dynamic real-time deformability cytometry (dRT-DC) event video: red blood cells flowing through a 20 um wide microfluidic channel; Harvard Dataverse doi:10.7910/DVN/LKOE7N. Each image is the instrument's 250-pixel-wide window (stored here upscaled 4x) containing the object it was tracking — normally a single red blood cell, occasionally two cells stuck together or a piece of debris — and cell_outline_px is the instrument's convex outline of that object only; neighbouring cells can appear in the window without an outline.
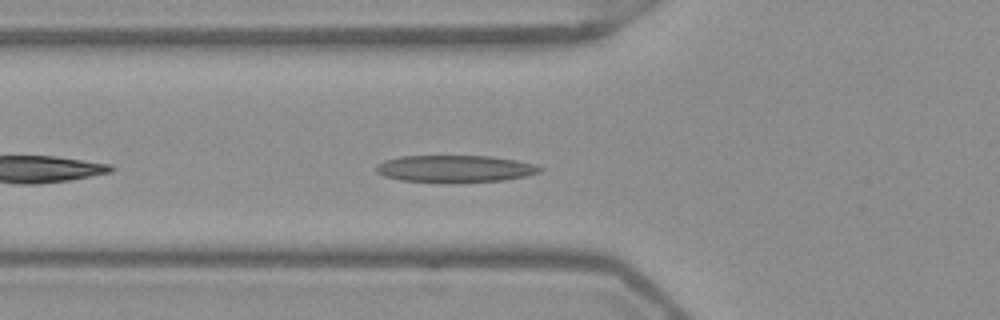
{"species": "Egyptian fruit bat (a non-hibernating species)", "species_latin": "Rousettus aegyptiacus", "temperature_condition": "warm", "stored_images_in_passage": 36, "camera_frame_rate_fps": 3000, "um_per_image_px": 0.085, "frame": {"image": 1, "passage_image": 5, "time_ms": 1.333, "image_size_px": [1000, 320], "cell_outline_px": [[544, 168], [540, 172], [524, 176], [504, 180], [400, 180], [384, 176], [376, 172], [376, 164], [384, 160], [400, 156], [492, 156], [516, 160], [536, 164]], "centroid_in_image_um": [38.68, 14.29], "position_along_channel_um": 87.1, "area_um2": 24.91}}
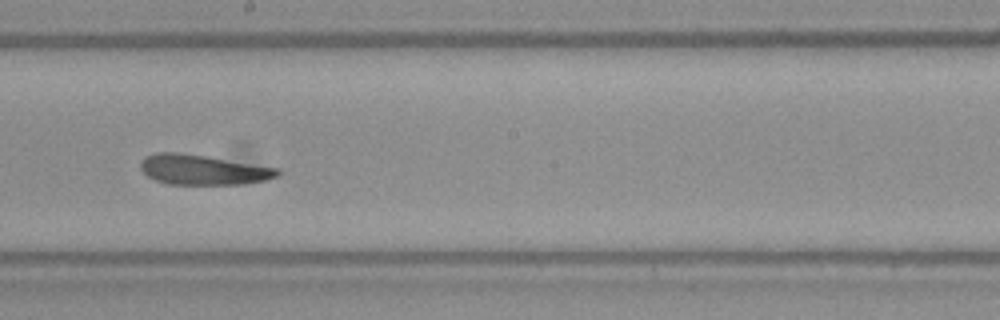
{"frame": {"image": 2, "passage_image": 16, "time_ms": 5.0, "image_size_px": [1000, 320], "cell_outline_px": [[280, 176], [264, 180], [240, 184], [168, 184], [156, 180], [148, 176], [140, 168], [140, 160], [144, 156], [156, 152], [176, 152], [204, 156], [280, 168]], "centroid_in_image_um": [17.23, 14.42], "position_along_channel_um": 231.0, "area_um2": 23.87}}
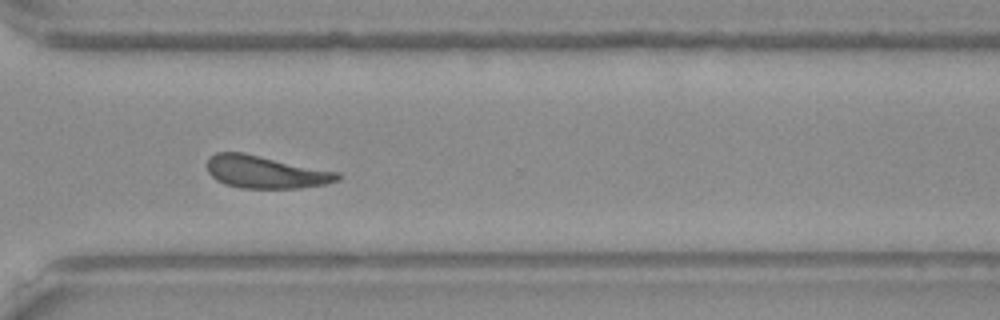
{"frame": {"image": 3, "passage_image": 25, "time_ms": 8.0, "image_size_px": [1000, 320], "cell_outline_px": [[340, 180], [328, 184], [296, 188], [240, 188], [224, 184], [216, 180], [208, 172], [208, 156], [216, 152], [244, 152], [340, 172]], "centroid_in_image_um": [22.59, 14.61], "position_along_channel_um": 348.0, "area_um2": 25.03}, "authors_computed_cell_mechanics": {"area_um2": 24.276, "velocity_mm_per_s": 3.904, "shape_relaxation_time_tau1_ms": 3.8895, "shape_relaxation_time_tau2_ms": 2.1804, "deformation_change_tau1": 0.1525, "deformation_change_tau2": 0.1184}}